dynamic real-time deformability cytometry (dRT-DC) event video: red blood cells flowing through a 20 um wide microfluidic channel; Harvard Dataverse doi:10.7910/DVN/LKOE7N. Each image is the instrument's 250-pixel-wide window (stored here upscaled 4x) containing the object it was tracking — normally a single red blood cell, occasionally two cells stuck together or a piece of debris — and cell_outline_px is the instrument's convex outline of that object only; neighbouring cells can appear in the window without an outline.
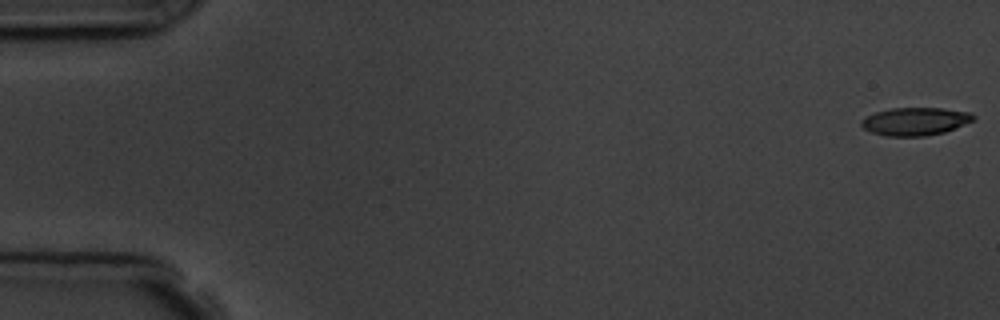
{"species": "common noctule bat (a hibernating species)", "species_latin": "Nyctalus noctula", "temperature_condition": "room temperature", "stored_images_in_passage": 8, "camera_frame_rate_fps": 3000, "um_per_image_px": 0.085, "animal": {"sex": "male", "body_mass_g": 19.5, "forearm_length_mm": 54.6}, "frame": {"image": 1, "passage_image": 1, "time_ms": 0.0, "image_size_px": [1000, 320], "cell_outline_px": [[976, 116], [972, 120], [944, 132], [924, 136], [888, 136], [872, 132], [864, 128], [860, 124], [860, 120], [876, 112], [892, 108], [940, 108], [972, 112]], "centroid_in_image_um": [77.78, 10.31], "position_along_channel_um": 7.2, "area_um2": 17.98}}
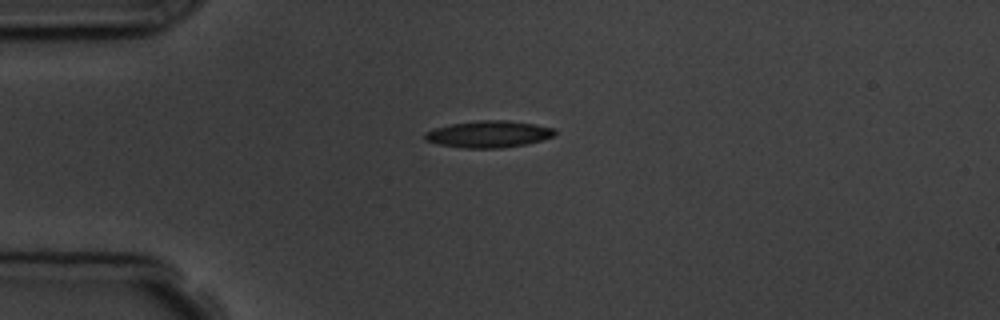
{"frame": {"image": 2, "passage_image": 5, "time_ms": 4.333, "image_size_px": [1000, 320], "cell_outline_px": [[556, 136], [524, 144], [500, 148], [464, 148], [440, 144], [424, 140], [424, 132], [436, 128], [452, 124], [480, 120], [508, 120], [536, 124], [556, 128]], "centroid_in_image_um": [41.57, 11.39], "position_along_channel_um": 43.4, "area_um2": 20.23}}